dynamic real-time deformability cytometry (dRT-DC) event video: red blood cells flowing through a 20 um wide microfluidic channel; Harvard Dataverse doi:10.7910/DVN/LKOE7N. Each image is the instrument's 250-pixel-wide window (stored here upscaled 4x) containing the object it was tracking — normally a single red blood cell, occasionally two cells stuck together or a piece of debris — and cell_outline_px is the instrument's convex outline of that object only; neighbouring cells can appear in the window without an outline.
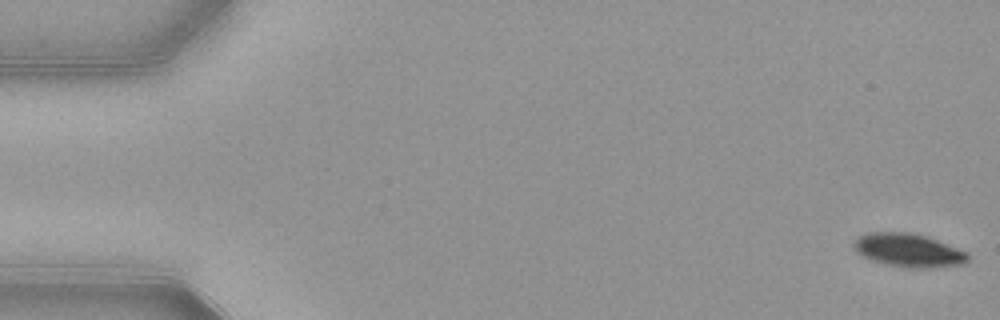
{"species": "common noctule bat (a hibernating species)", "species_latin": "Nyctalus noctula", "temperature_condition": "warm", "stored_images_in_passage": 51, "camera_frame_rate_fps": 3000, "um_per_image_px": 0.085, "animal": {"sex": "female", "body_mass_g": 21.9}, "frame": {"image": 1, "passage_image": 1, "time_ms": 0.0, "image_size_px": [1000, 320], "cell_outline_px": [[968, 260], [964, 264], [932, 268], [912, 268], [888, 264], [872, 260], [856, 252], [852, 244], [860, 236], [868, 232], [912, 232], [928, 236], [968, 252]], "centroid_in_image_um": [77.25, 21.26], "position_along_channel_um": 7.7, "area_um2": 22.25}}
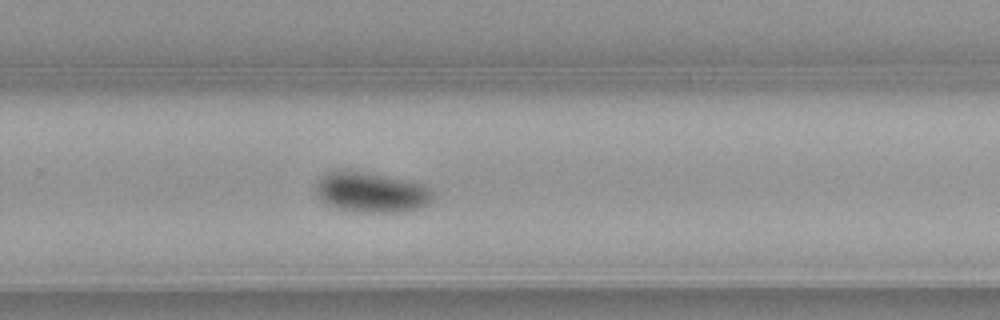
{"frame": {"image": 2, "passage_image": 35, "time_ms": 11.333, "image_size_px": [1000, 320], "cell_outline_px": [[432, 200], [428, 204], [420, 208], [404, 212], [360, 212], [336, 208], [324, 204], [320, 200], [316, 192], [316, 184], [328, 172], [364, 172], [404, 180], [420, 184], [428, 188], [432, 192]], "centroid_in_image_um": [31.56, 16.39], "position_along_channel_um": 298.2, "area_um2": 26.88}}
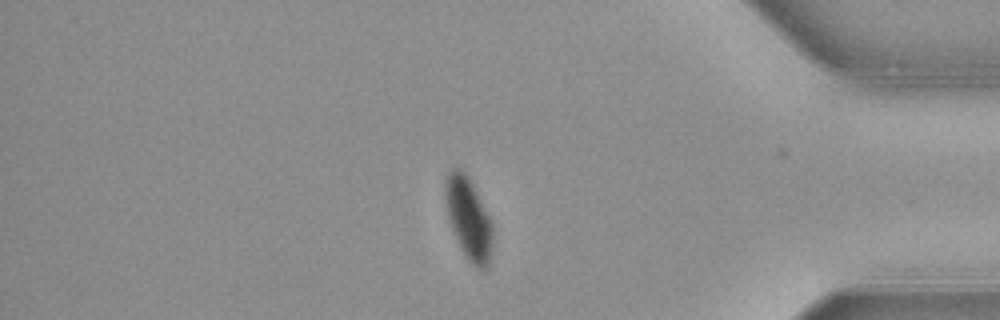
{"frame": {"image": 3, "passage_image": 45, "time_ms": 14.667, "image_size_px": [1000, 320], "cell_outline_px": [[492, 248], [488, 264], [484, 268], [476, 268], [464, 256], [460, 248], [452, 228], [448, 216], [444, 196], [444, 180], [448, 172], [452, 168], [460, 168], [468, 176], [492, 224]], "centroid_in_image_um": [39.79, 18.55], "position_along_channel_um": 395.4, "area_um2": 22.37}}